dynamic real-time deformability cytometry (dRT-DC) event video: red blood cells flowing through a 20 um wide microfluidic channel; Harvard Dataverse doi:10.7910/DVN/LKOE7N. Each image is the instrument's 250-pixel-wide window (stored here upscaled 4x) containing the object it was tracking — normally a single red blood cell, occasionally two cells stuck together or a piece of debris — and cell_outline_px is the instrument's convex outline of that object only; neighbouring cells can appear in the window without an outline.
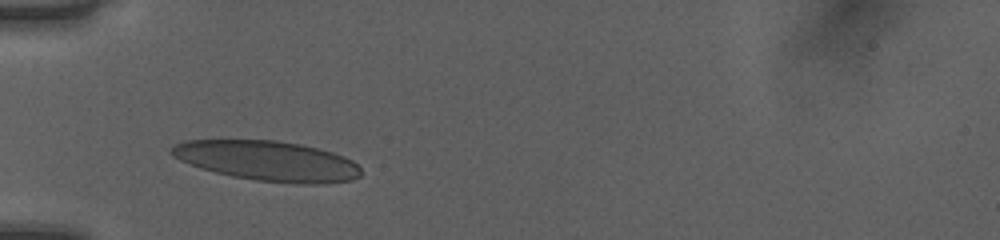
{"species": "human", "species_latin": "Homo sapiens", "temperature_condition": "room temperature", "stored_images_in_passage": 30, "camera_frame_rate_fps": 3000, "um_per_image_px": 0.085, "donor": {"sex": "female"}, "frame": {"image": 1, "passage_image": 2, "time_ms": 0.333, "image_size_px": [1000, 240], "cell_outline_px": [[360, 176], [352, 180], [316, 184], [300, 184], [256, 180], [232, 176], [200, 168], [180, 160], [172, 156], [168, 152], [168, 148], [184, 140], [276, 140], [300, 144], [332, 152], [344, 156], [352, 160], [360, 168]], "centroid_in_image_um": [22.71, 13.67], "position_along_channel_um": 62.3, "area_um2": 44.16}}
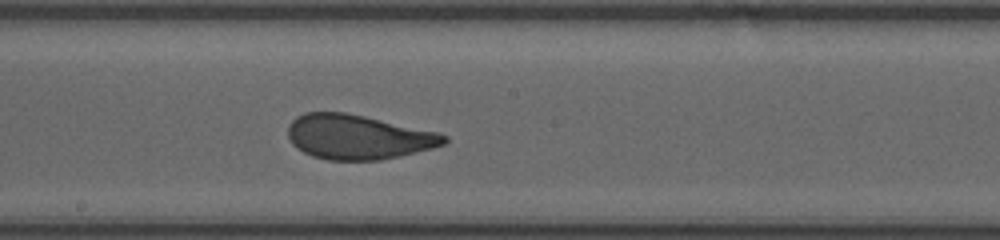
{"frame": {"image": 2, "passage_image": 14, "time_ms": 4.333, "image_size_px": [1000, 240], "cell_outline_px": [[448, 140], [444, 144], [432, 148], [400, 156], [380, 160], [328, 160], [312, 156], [296, 148], [292, 144], [288, 136], [288, 124], [296, 116], [304, 112], [344, 112], [364, 116], [440, 132], [448, 136]], "centroid_in_image_um": [30.43, 11.64], "position_along_channel_um": 217.8, "area_um2": 40.75}}
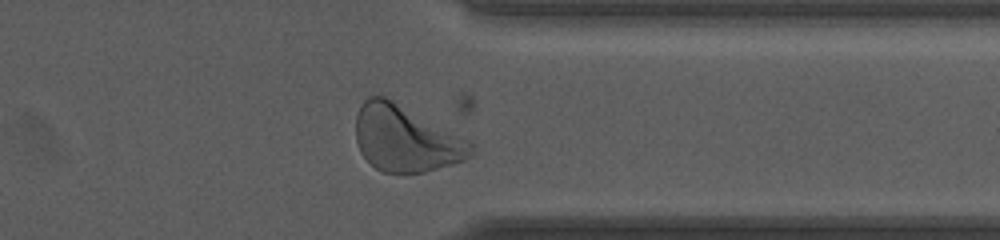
{"frame": {"image": 3, "passage_image": 26, "time_ms": 8.333, "image_size_px": [1000, 240], "cell_outline_px": [[472, 152], [464, 160], [452, 164], [424, 172], [384, 172], [376, 168], [360, 152], [356, 140], [356, 116], [364, 100], [368, 96], [384, 96], [468, 140], [472, 144]], "centroid_in_image_um": [34.45, 11.79], "position_along_channel_um": 377.0, "area_um2": 43.41}, "authors_computed_cell_mechanics": {"area_um2": 41.2114, "velocity_mm_per_s": 4.0204, "shape_relaxation_time_tau1_ms": 7.4466, "shape_relaxation_time_tau2_ms": null, "deformation_change_tau1": 0.2362, "deformation_change_tau2": null}}